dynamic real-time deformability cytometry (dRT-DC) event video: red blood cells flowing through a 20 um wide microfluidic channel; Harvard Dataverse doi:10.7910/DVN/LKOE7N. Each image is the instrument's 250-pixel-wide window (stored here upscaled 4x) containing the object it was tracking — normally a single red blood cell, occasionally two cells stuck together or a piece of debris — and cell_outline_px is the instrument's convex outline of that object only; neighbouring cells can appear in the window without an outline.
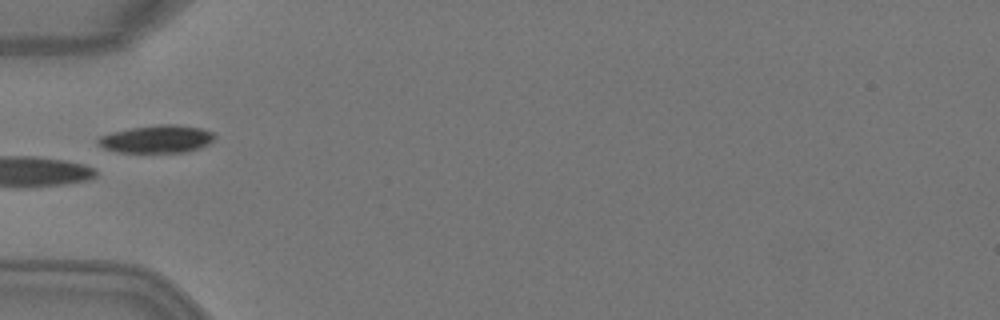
{"species": "Egyptian fruit bat (a non-hibernating species)", "species_latin": "Rousettus aegyptiacus", "temperature_condition": "warm", "stored_images_in_passage": 6, "camera_frame_rate_fps": 3000, "um_per_image_px": 0.085, "animal": {"sex": "female"}, "frame": {"image": 1, "passage_image": 5, "time_ms": 1.333, "image_size_px": [1000, 320], "cell_outline_px": [[216, 136], [208, 144], [200, 148], [184, 152], [116, 152], [104, 148], [96, 140], [100, 136], [112, 132], [132, 128], [160, 124], [176, 124], [200, 128], [212, 132]], "centroid_in_image_um": [13.34, 11.82], "position_along_channel_um": 71.7, "area_um2": 18.67}}
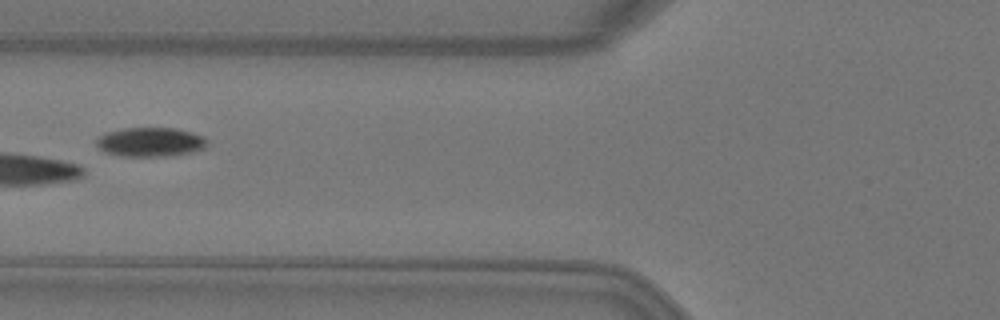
{"frame": {"image": 2, "passage_image": 6, "time_ms": 1.667, "image_size_px": [1000, 320], "cell_outline_px": [[208, 144], [204, 148], [192, 152], [164, 156], [124, 156], [108, 152], [100, 148], [96, 144], [96, 140], [104, 132], [124, 128], [176, 128], [192, 132], [204, 136], [208, 140]], "centroid_in_image_um": [12.82, 12.05], "position_along_channel_um": 113.0, "area_um2": 18.79}}